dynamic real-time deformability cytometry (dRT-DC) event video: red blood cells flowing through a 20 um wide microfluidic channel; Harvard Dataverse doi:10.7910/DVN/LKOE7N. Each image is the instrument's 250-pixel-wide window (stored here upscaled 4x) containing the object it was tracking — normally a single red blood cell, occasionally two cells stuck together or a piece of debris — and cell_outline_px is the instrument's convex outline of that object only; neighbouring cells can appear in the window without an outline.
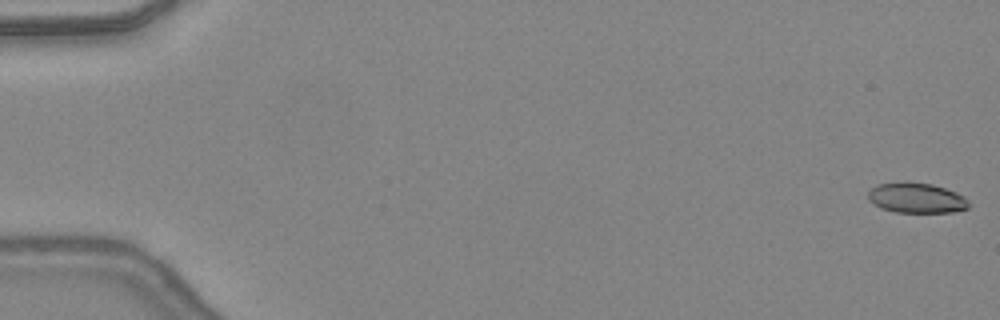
{"species": "common noctule bat (a hibernating species)", "species_latin": "Nyctalus noctula", "temperature_condition": "warm", "stored_images_in_passage": 49, "camera_frame_rate_fps": 3000, "um_per_image_px": 0.085, "animal": {"sex": "female", "body_mass_g": 24.6, "forearm_length_mm": 56.2}, "frame": {"image": 1, "passage_image": 1, "time_ms": 0.0, "image_size_px": [1000, 320], "cell_outline_px": [[968, 208], [952, 212], [896, 212], [880, 208], [868, 200], [868, 192], [876, 184], [908, 180], [932, 184], [956, 192], [964, 196], [968, 200]], "centroid_in_image_um": [77.86, 16.8], "position_along_channel_um": 7.1, "area_um2": 17.98}}
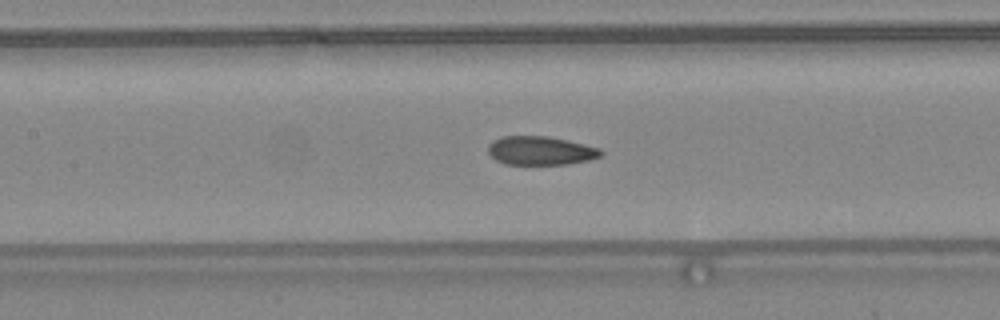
{"frame": {"image": 2, "passage_image": 23, "time_ms": 7.333, "image_size_px": [1000, 320], "cell_outline_px": [[604, 152], [600, 156], [592, 160], [568, 164], [504, 164], [496, 160], [488, 152], [488, 144], [492, 140], [500, 136], [548, 136], [568, 140], [600, 148]], "centroid_in_image_um": [45.95, 12.8], "position_along_channel_um": 161.4, "area_um2": 19.07}}
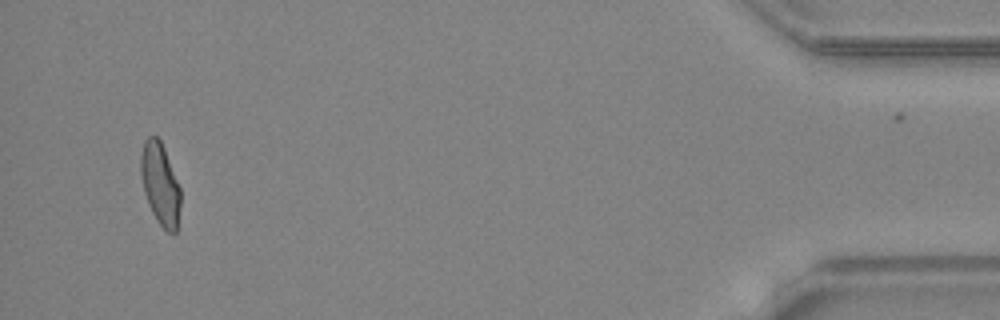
{"frame": {"image": 3, "passage_image": 46, "time_ms": 15.0, "image_size_px": [1000, 320], "cell_outline_px": [[180, 204], [176, 232], [168, 232], [156, 220], [148, 204], [144, 192], [140, 176], [140, 156], [144, 140], [148, 136], [156, 136], [160, 140], [164, 148], [180, 188]], "centroid_in_image_um": [13.59, 15.62], "position_along_channel_um": 421.6, "area_um2": 18.9}, "authors_computed_cell_mechanics": {"area_um2": 19.3052, "velocity_mm_per_s": 4.4123, "shape_relaxation_time_tau1_ms": null, "shape_relaxation_time_tau2_ms": 1.5823, "deformation_change_tau1": null, "deformation_change_tau2": 0.0696}}